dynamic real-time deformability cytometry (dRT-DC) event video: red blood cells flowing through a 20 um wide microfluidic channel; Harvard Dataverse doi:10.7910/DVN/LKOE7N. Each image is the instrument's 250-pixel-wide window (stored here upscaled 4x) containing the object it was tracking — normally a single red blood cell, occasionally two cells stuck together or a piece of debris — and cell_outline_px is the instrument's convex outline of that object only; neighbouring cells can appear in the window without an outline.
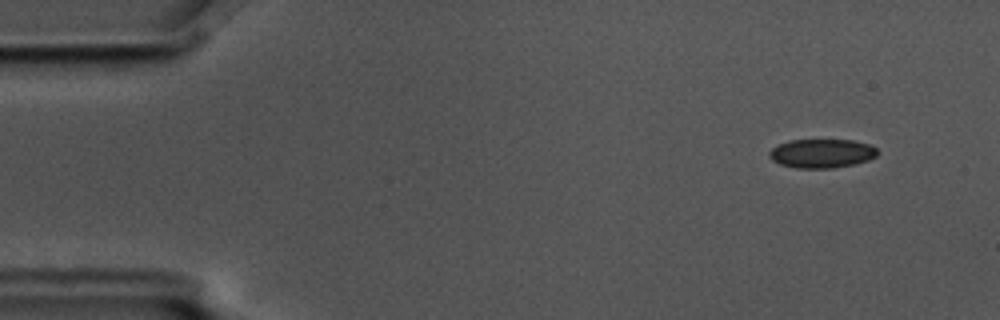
{"species": "common noctule bat (a hibernating species)", "species_latin": "Nyctalus noctula", "temperature_condition": "cold", "stored_images_in_passage": 5, "camera_frame_rate_fps": 3000, "um_per_image_px": 0.085, "animal": {"sex": "male", "body_mass_g": 17.5, "forearm_length_mm": 52.3}, "frame": {"image": 1, "passage_image": 2, "time_ms": 0.333, "image_size_px": [1000, 320], "cell_outline_px": [[880, 152], [876, 156], [868, 160], [852, 164], [832, 168], [796, 168], [780, 164], [772, 160], [768, 156], [768, 152], [772, 148], [788, 140], [852, 140], [868, 144], [876, 148]], "centroid_in_image_um": [69.83, 13.04], "position_along_channel_um": 15.2, "area_um2": 18.21}}